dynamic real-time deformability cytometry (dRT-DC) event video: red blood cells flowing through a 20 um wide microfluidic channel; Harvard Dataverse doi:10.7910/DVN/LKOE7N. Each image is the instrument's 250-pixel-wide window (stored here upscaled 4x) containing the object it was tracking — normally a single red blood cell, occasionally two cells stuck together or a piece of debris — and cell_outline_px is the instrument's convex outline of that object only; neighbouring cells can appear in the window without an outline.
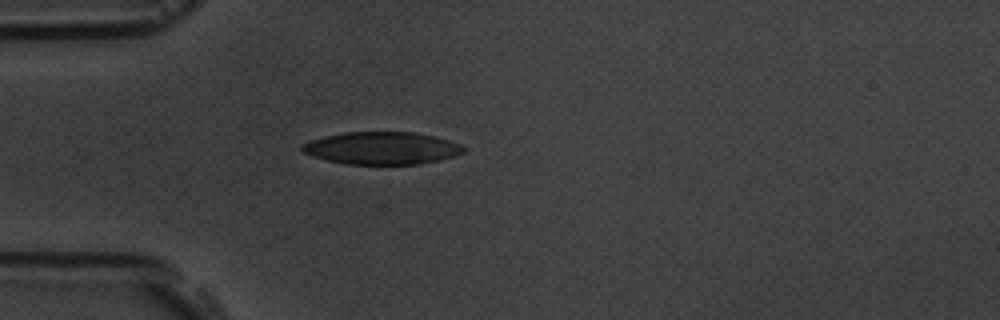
{"species": "common noctule bat (a hibernating species)", "species_latin": "Nyctalus noctula", "temperature_condition": "room temperature", "stored_images_in_passage": 4, "camera_frame_rate_fps": 3000, "um_per_image_px": 0.085, "animal": {"sex": "male", "body_mass_g": 19.5, "forearm_length_mm": 54.6}, "frame": {"image": 1, "passage_image": 4, "time_ms": 4.333, "image_size_px": [1000, 320], "cell_outline_px": [[464, 152], [452, 156], [420, 164], [348, 164], [328, 160], [312, 156], [304, 152], [300, 148], [300, 144], [324, 136], [344, 132], [416, 132], [448, 140], [460, 144], [464, 148]], "centroid_in_image_um": [32.41, 12.58], "position_along_channel_um": 52.6, "area_um2": 30.29}}